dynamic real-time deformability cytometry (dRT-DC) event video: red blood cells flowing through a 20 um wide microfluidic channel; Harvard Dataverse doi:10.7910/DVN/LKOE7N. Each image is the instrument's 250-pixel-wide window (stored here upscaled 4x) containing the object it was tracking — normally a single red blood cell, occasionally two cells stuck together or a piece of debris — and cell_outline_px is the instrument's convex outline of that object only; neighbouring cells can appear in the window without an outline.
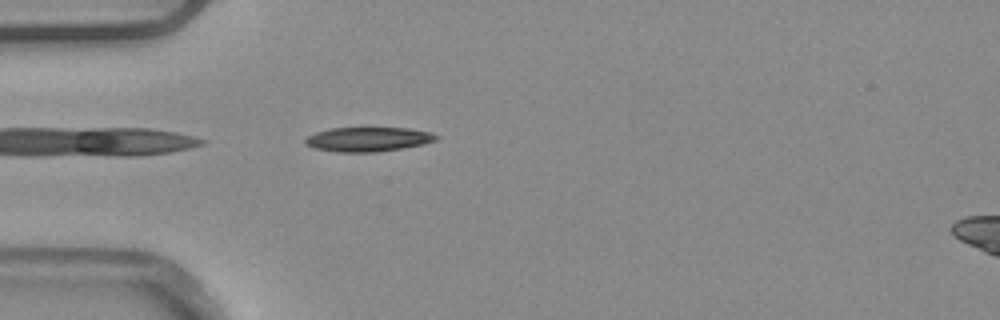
{"species": "common noctule bat (a hibernating species)", "species_latin": "Nyctalus noctula", "temperature_condition": "warm", "stored_images_in_passage": 2, "camera_frame_rate_fps": 3000, "um_per_image_px": 0.085, "animal": {"sex": "male", "body_mass_g": 20.4}, "frame": {"image": 1, "passage_image": 2, "time_ms": 0.333, "image_size_px": [1000, 320], "cell_outline_px": [[440, 136], [436, 140], [424, 144], [376, 152], [336, 152], [316, 148], [304, 144], [304, 140], [308, 136], [316, 132], [328, 128], [408, 128], [432, 132]], "centroid_in_image_um": [31.29, 11.83], "position_along_channel_um": 53.7, "area_um2": 18.61}}